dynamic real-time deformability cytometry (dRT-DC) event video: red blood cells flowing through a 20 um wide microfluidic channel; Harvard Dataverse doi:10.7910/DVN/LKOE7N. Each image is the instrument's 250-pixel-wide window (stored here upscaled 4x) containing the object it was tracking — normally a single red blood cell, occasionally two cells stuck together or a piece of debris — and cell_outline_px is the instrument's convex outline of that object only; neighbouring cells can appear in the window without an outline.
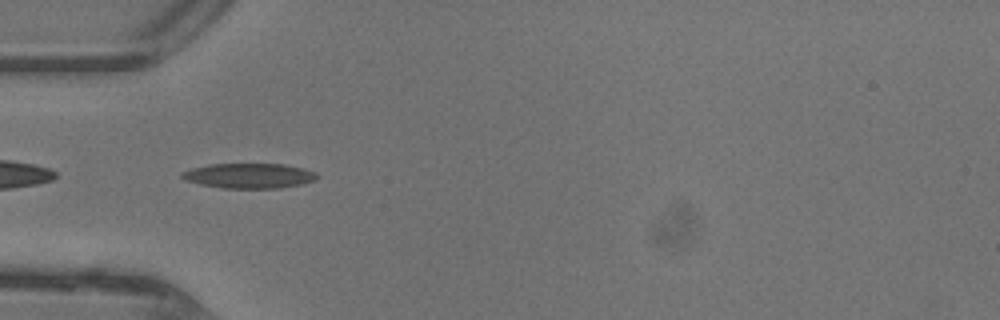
{"species": "common noctule bat (a hibernating species)", "species_latin": "Nyctalus noctula", "temperature_condition": "warm", "stored_images_in_passage": 43, "segment_of_instrument_passage": [2, 2], "camera_frame_rate_fps": 3000, "um_per_image_px": 0.085, "animal": {"sex": "female"}, "frame": {"image": 1, "passage_image": 12, "time_ms": 3.667, "image_size_px": [1000, 320], "cell_outline_px": [[316, 180], [300, 184], [280, 188], [224, 188], [200, 184], [188, 180], [180, 176], [180, 172], [192, 168], [212, 164], [284, 164], [316, 172]], "centroid_in_image_um": [21.16, 14.94], "position_along_channel_um": 63.8, "area_um2": 19.42}}
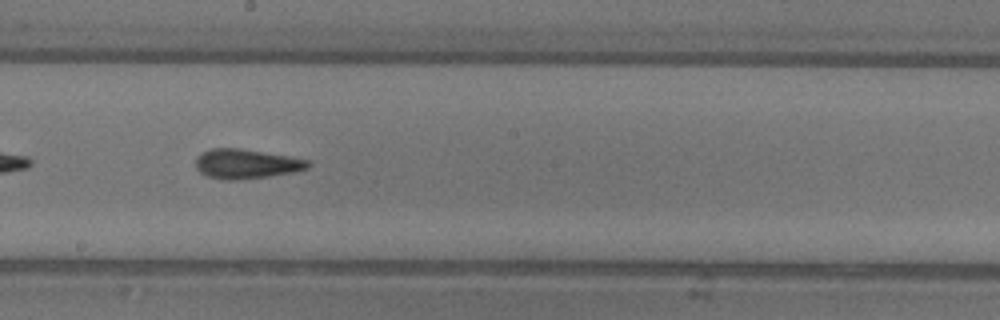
{"frame": {"image": 2, "passage_image": 23, "time_ms": 7.333, "image_size_px": [1000, 320], "cell_outline_px": [[312, 164], [308, 168], [292, 172], [268, 176], [236, 180], [224, 180], [208, 176], [200, 172], [196, 168], [196, 156], [200, 152], [212, 148], [240, 148], [288, 156], [308, 160]], "centroid_in_image_um": [20.9, 13.92], "position_along_channel_um": 227.3, "area_um2": 19.31}}
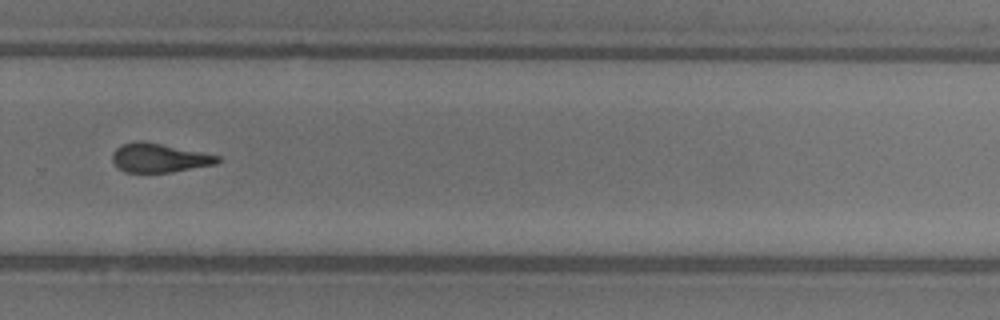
{"frame": {"image": 3, "passage_image": 29, "time_ms": 9.333, "image_size_px": [1000, 320], "cell_outline_px": [[220, 160], [216, 164], [172, 172], [124, 172], [112, 160], [112, 152], [120, 144], [136, 140], [144, 140], [220, 156]], "centroid_in_image_um": [13.5, 13.4], "position_along_channel_um": 316.3, "area_um2": 17.8}}